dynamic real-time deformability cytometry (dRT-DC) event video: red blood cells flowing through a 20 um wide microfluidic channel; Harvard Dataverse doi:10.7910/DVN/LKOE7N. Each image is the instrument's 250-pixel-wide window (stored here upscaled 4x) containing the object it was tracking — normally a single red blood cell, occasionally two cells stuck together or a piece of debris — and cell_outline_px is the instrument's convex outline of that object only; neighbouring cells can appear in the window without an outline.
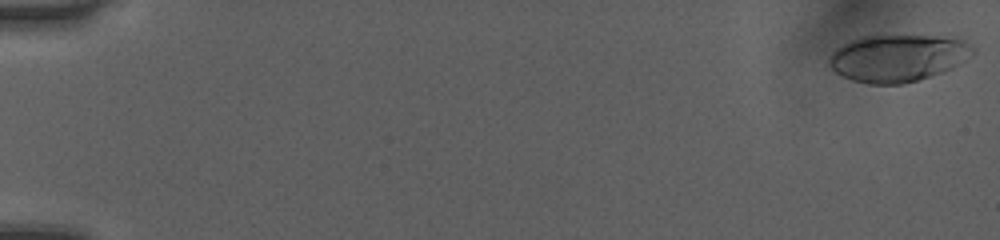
{"species": "human", "species_latin": "Homo sapiens", "temperature_condition": "room temperature", "stored_images_in_passage": 51, "camera_frame_rate_fps": 3000, "um_per_image_px": 0.085, "donor": {"sex": "female"}, "frame": {"image": 1, "passage_image": 1, "time_ms": 0.0, "image_size_px": [1000, 240], "cell_outline_px": [[976, 52], [952, 68], [944, 72], [916, 80], [900, 84], [868, 84], [852, 80], [836, 72], [828, 64], [828, 56], [836, 48], [860, 36], [940, 36], [964, 40], [972, 44], [976, 48]], "centroid_in_image_um": [76.33, 4.93], "position_along_channel_um": 8.7, "area_um2": 39.48}}
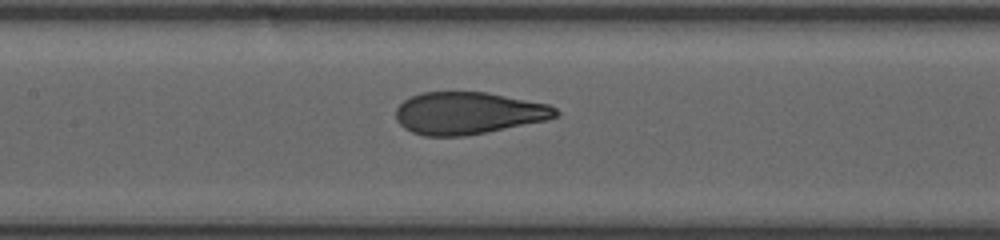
{"frame": {"image": 2, "passage_image": 26, "time_ms": 8.333, "image_size_px": [1000, 240], "cell_outline_px": [[560, 116], [548, 120], [464, 136], [424, 136], [412, 132], [404, 128], [396, 120], [396, 108], [404, 100], [420, 92], [488, 92], [548, 104], [556, 108], [560, 112]], "centroid_in_image_um": [39.81, 9.61], "position_along_channel_um": 167.6, "area_um2": 39.42}}
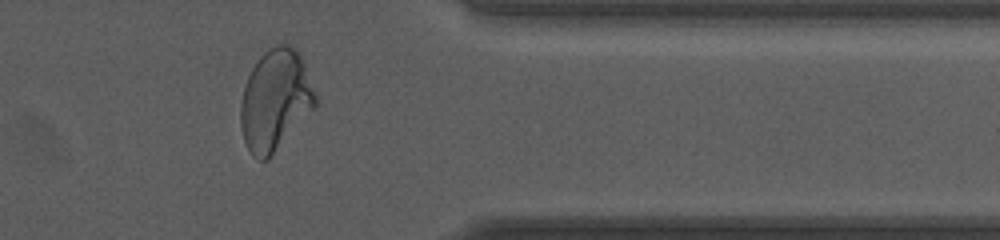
{"frame": {"image": 3, "passage_image": 43, "time_ms": 14.0, "image_size_px": [1000, 240], "cell_outline_px": [[316, 108], [268, 160], [256, 160], [252, 156], [244, 140], [240, 124], [240, 104], [244, 88], [248, 76], [256, 60], [264, 52], [276, 44], [288, 44], [304, 60], [316, 92]], "centroid_in_image_um": [23.41, 8.54], "position_along_channel_um": 388.0, "area_um2": 44.39}, "authors_computed_cell_mechanics": {"area_um2": 39.9398, "velocity_mm_per_s": 4.0654, "shape_relaxation_time_tau1_ms": 7.4777, "shape_relaxation_time_tau2_ms": null, "deformation_change_tau1": 0.2842, "deformation_change_tau2": null}}